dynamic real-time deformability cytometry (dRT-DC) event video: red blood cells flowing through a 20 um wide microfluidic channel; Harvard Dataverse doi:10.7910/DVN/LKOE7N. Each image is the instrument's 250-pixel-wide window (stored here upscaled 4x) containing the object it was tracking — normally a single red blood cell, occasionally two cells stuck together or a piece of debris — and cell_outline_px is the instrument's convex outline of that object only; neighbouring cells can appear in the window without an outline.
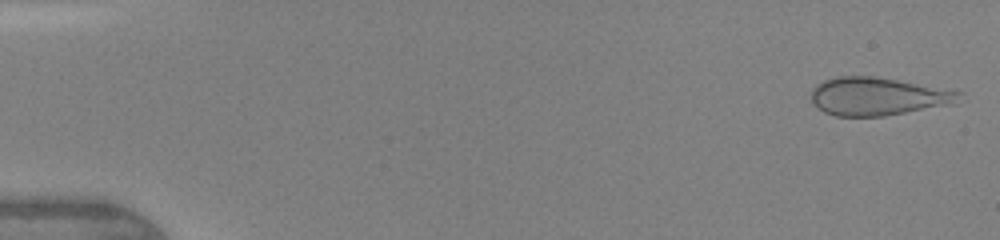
{"species": "human", "species_latin": "Homo sapiens", "temperature_condition": "warm", "stored_images_in_passage": 45, "camera_frame_rate_fps": 3000, "um_per_image_px": 0.085, "donor": {"sex": "female"}, "frame": {"image": 1, "passage_image": 1, "time_ms": 0.0, "image_size_px": [1000, 240], "cell_outline_px": [[964, 92], [956, 104], [884, 116], [836, 116], [824, 112], [812, 104], [812, 88], [816, 84], [824, 80], [840, 76], [872, 76], [956, 88]], "centroid_in_image_um": [74.72, 8.18], "position_along_channel_um": 10.3, "area_um2": 33.58}}
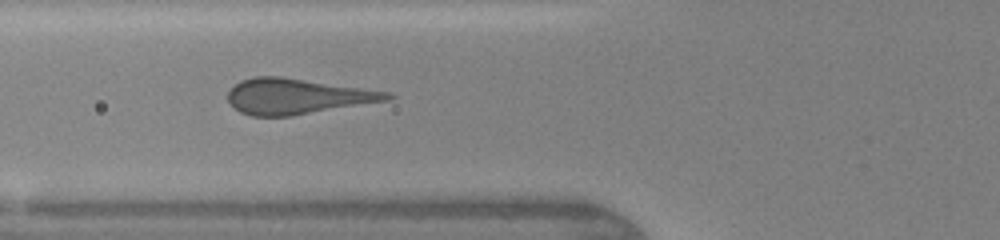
{"frame": {"image": 2, "passage_image": 17, "time_ms": 5.333, "image_size_px": [1000, 240], "cell_outline_px": [[396, 96], [388, 100], [292, 116], [252, 116], [240, 112], [228, 100], [228, 92], [240, 80], [256, 76], [280, 76], [388, 92]], "centroid_in_image_um": [25.22, 8.19], "position_along_channel_um": 100.6, "area_um2": 32.54}}
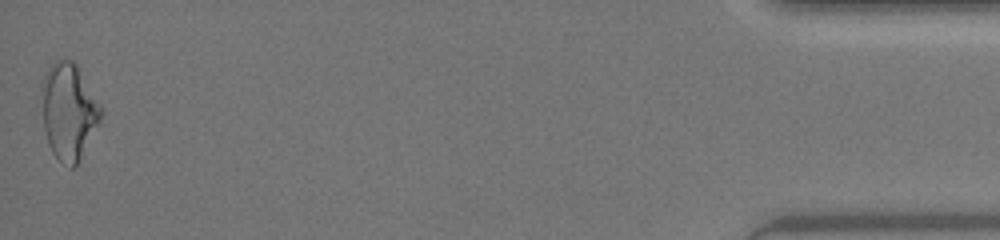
{"frame": {"image": 3, "passage_image": 45, "time_ms": 14.667, "image_size_px": [1000, 240], "cell_outline_px": [[104, 112], [100, 124], [76, 164], [72, 168], [68, 168], [52, 152], [48, 144], [44, 128], [40, 84], [48, 68], [56, 60], [72, 60], [76, 64], [104, 108]], "centroid_in_image_um": [5.86, 9.45], "position_along_channel_um": 429.3, "area_um2": 33.58}}